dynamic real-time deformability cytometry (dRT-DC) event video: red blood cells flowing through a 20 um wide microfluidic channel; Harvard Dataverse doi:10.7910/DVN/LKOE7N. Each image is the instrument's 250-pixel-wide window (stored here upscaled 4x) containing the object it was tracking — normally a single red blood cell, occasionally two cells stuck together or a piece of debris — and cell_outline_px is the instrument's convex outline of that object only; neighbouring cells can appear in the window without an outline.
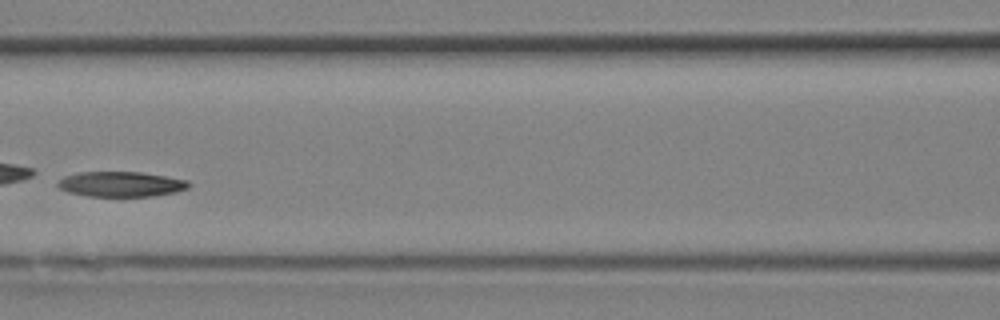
{"species": "Egyptian fruit bat (a non-hibernating species)", "species_latin": "Rousettus aegyptiacus", "temperature_condition": "room temperature", "stored_images_in_passage": 16, "camera_frame_rate_fps": 3000, "um_per_image_px": 0.085, "animal": {"sex": "female"}, "frame": {"image": 1, "passage_image": 12, "time_ms": 3.667, "image_size_px": [1000, 320], "cell_outline_px": [[192, 184], [188, 188], [176, 192], [152, 196], [88, 196], [68, 192], [60, 188], [56, 184], [56, 180], [64, 176], [76, 172], [140, 172], [188, 180]], "centroid_in_image_um": [10.26, 15.65], "position_along_channel_um": 156.3, "area_um2": 19.31}}